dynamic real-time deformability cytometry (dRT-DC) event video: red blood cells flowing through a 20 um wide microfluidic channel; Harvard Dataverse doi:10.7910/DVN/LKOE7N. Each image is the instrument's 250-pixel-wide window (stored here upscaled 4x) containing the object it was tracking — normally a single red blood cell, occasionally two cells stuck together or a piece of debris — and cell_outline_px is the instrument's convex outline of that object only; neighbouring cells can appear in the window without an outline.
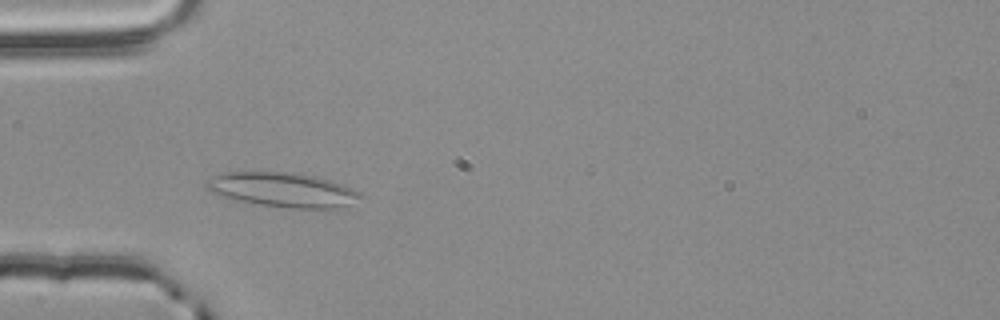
{"species": "common noctule bat (a hibernating species)", "species_latin": "Nyctalus noctula", "temperature_condition": "room temperature", "stored_images_in_passage": 51, "camera_frame_rate_fps": 3000, "um_per_image_px": 0.085, "animal": {"sex": "male", "body_mass_g": 20.4}, "frame": {"image": 1, "passage_image": 13, "time_ms": 4.0, "image_size_px": [1000, 320], "cell_outline_px": [[364, 196], [340, 208], [288, 208], [232, 200], [216, 196], [208, 192], [204, 184], [204, 180], [220, 172], [292, 172], [316, 176], [344, 184], [360, 192]], "centroid_in_image_um": [23.93, 16.12], "position_along_channel_um": 61.1, "area_um2": 31.5}}
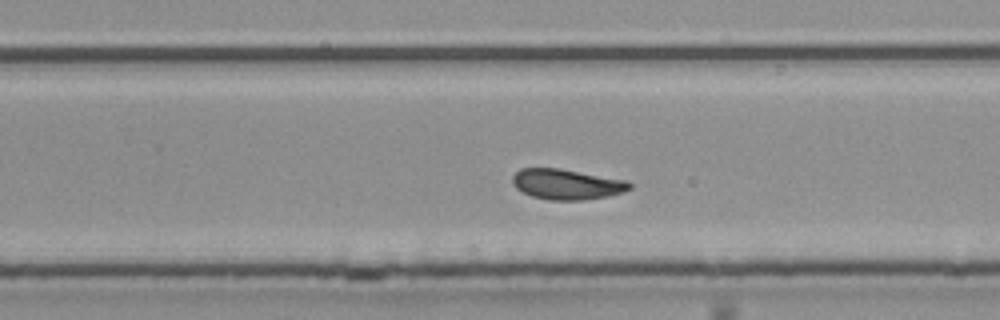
{"frame": {"image": 2, "passage_image": 31, "time_ms": 10.0, "image_size_px": [1000, 320], "cell_outline_px": [[632, 188], [624, 192], [608, 196], [584, 200], [548, 200], [532, 196], [516, 188], [512, 184], [512, 176], [520, 168], [560, 168], [628, 180], [632, 184]], "centroid_in_image_um": [48.2, 15.66], "position_along_channel_um": 281.6, "area_um2": 20.98}}
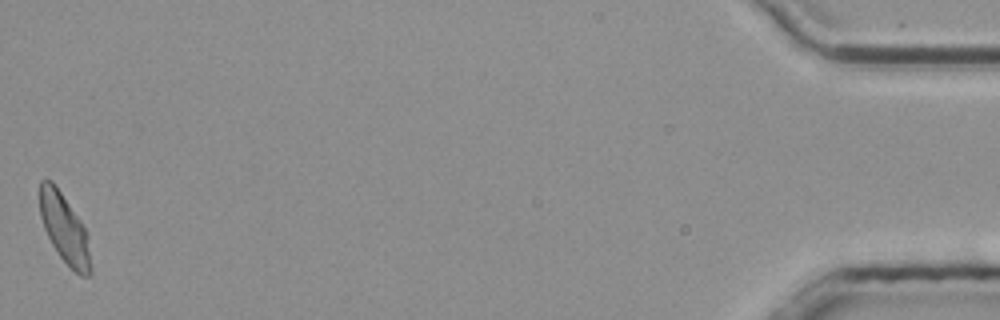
{"frame": {"image": 3, "passage_image": 51, "time_ms": 16.667, "image_size_px": [1000, 320], "cell_outline_px": [[92, 272], [88, 276], [80, 276], [60, 256], [52, 244], [44, 228], [40, 216], [40, 180], [52, 180], [80, 220], [88, 236], [92, 268]], "centroid_in_image_um": [5.5, 19.46], "position_along_channel_um": 429.7, "area_um2": 20.29}, "authors_computed_cell_mechanics": {"area_um2": 21.1548, "velocity_mm_per_s": 3.7318, "shape_relaxation_time_tau1_ms": null, "shape_relaxation_time_tau2_ms": 1.3926, "deformation_change_tau1": null, "deformation_change_tau2": 0.0708}}